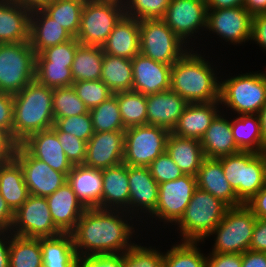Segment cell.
Instances as JSON below:
<instances>
[{
	"mask_svg": "<svg viewBox=\"0 0 266 267\" xmlns=\"http://www.w3.org/2000/svg\"><path fill=\"white\" fill-rule=\"evenodd\" d=\"M111 211L85 209L71 232L77 256L116 255L122 250L125 253L134 245L128 243L132 234L130 225ZM86 250L91 252L87 254Z\"/></svg>",
	"mask_w": 266,
	"mask_h": 267,
	"instance_id": "1",
	"label": "cell"
},
{
	"mask_svg": "<svg viewBox=\"0 0 266 267\" xmlns=\"http://www.w3.org/2000/svg\"><path fill=\"white\" fill-rule=\"evenodd\" d=\"M53 88L36 79L13 96L12 137L20 144L30 134L54 126Z\"/></svg>",
	"mask_w": 266,
	"mask_h": 267,
	"instance_id": "2",
	"label": "cell"
},
{
	"mask_svg": "<svg viewBox=\"0 0 266 267\" xmlns=\"http://www.w3.org/2000/svg\"><path fill=\"white\" fill-rule=\"evenodd\" d=\"M207 61L188 51L171 67L170 90L188 103L219 101L220 84Z\"/></svg>",
	"mask_w": 266,
	"mask_h": 267,
	"instance_id": "3",
	"label": "cell"
},
{
	"mask_svg": "<svg viewBox=\"0 0 266 267\" xmlns=\"http://www.w3.org/2000/svg\"><path fill=\"white\" fill-rule=\"evenodd\" d=\"M228 208L220 199L197 188L183 216L177 222L184 241L204 240L221 222Z\"/></svg>",
	"mask_w": 266,
	"mask_h": 267,
	"instance_id": "4",
	"label": "cell"
},
{
	"mask_svg": "<svg viewBox=\"0 0 266 267\" xmlns=\"http://www.w3.org/2000/svg\"><path fill=\"white\" fill-rule=\"evenodd\" d=\"M123 7L122 0H85L77 41L81 45L102 47L125 15Z\"/></svg>",
	"mask_w": 266,
	"mask_h": 267,
	"instance_id": "5",
	"label": "cell"
},
{
	"mask_svg": "<svg viewBox=\"0 0 266 267\" xmlns=\"http://www.w3.org/2000/svg\"><path fill=\"white\" fill-rule=\"evenodd\" d=\"M36 54L29 42L0 44V91L12 96L35 80Z\"/></svg>",
	"mask_w": 266,
	"mask_h": 267,
	"instance_id": "6",
	"label": "cell"
},
{
	"mask_svg": "<svg viewBox=\"0 0 266 267\" xmlns=\"http://www.w3.org/2000/svg\"><path fill=\"white\" fill-rule=\"evenodd\" d=\"M218 160L227 181L244 204L265 186L263 160L259 153L240 151Z\"/></svg>",
	"mask_w": 266,
	"mask_h": 267,
	"instance_id": "7",
	"label": "cell"
},
{
	"mask_svg": "<svg viewBox=\"0 0 266 267\" xmlns=\"http://www.w3.org/2000/svg\"><path fill=\"white\" fill-rule=\"evenodd\" d=\"M257 217L244 204L229 207L221 222L210 233L217 234L212 253L243 254L249 250Z\"/></svg>",
	"mask_w": 266,
	"mask_h": 267,
	"instance_id": "8",
	"label": "cell"
},
{
	"mask_svg": "<svg viewBox=\"0 0 266 267\" xmlns=\"http://www.w3.org/2000/svg\"><path fill=\"white\" fill-rule=\"evenodd\" d=\"M219 102L240 115L258 114L266 103V74H244L220 83Z\"/></svg>",
	"mask_w": 266,
	"mask_h": 267,
	"instance_id": "9",
	"label": "cell"
},
{
	"mask_svg": "<svg viewBox=\"0 0 266 267\" xmlns=\"http://www.w3.org/2000/svg\"><path fill=\"white\" fill-rule=\"evenodd\" d=\"M170 130L162 126L141 125L125 129L123 163L148 167L166 152Z\"/></svg>",
	"mask_w": 266,
	"mask_h": 267,
	"instance_id": "10",
	"label": "cell"
},
{
	"mask_svg": "<svg viewBox=\"0 0 266 267\" xmlns=\"http://www.w3.org/2000/svg\"><path fill=\"white\" fill-rule=\"evenodd\" d=\"M139 32L140 53L154 61L173 66L187 52L182 49L183 41L162 19L139 21Z\"/></svg>",
	"mask_w": 266,
	"mask_h": 267,
	"instance_id": "11",
	"label": "cell"
},
{
	"mask_svg": "<svg viewBox=\"0 0 266 267\" xmlns=\"http://www.w3.org/2000/svg\"><path fill=\"white\" fill-rule=\"evenodd\" d=\"M13 227L17 230L13 235L27 238L55 237L62 234L52 220L46 198L31 194L14 212Z\"/></svg>",
	"mask_w": 266,
	"mask_h": 267,
	"instance_id": "12",
	"label": "cell"
},
{
	"mask_svg": "<svg viewBox=\"0 0 266 267\" xmlns=\"http://www.w3.org/2000/svg\"><path fill=\"white\" fill-rule=\"evenodd\" d=\"M14 158L23 169L25 184L31 195L47 197L67 182L64 173L33 157L21 144H18Z\"/></svg>",
	"mask_w": 266,
	"mask_h": 267,
	"instance_id": "13",
	"label": "cell"
},
{
	"mask_svg": "<svg viewBox=\"0 0 266 267\" xmlns=\"http://www.w3.org/2000/svg\"><path fill=\"white\" fill-rule=\"evenodd\" d=\"M197 189L195 176L183 175L159 184L158 203L152 213L167 222H178Z\"/></svg>",
	"mask_w": 266,
	"mask_h": 267,
	"instance_id": "14",
	"label": "cell"
},
{
	"mask_svg": "<svg viewBox=\"0 0 266 267\" xmlns=\"http://www.w3.org/2000/svg\"><path fill=\"white\" fill-rule=\"evenodd\" d=\"M162 20L183 41L207 26L206 0H171Z\"/></svg>",
	"mask_w": 266,
	"mask_h": 267,
	"instance_id": "15",
	"label": "cell"
},
{
	"mask_svg": "<svg viewBox=\"0 0 266 267\" xmlns=\"http://www.w3.org/2000/svg\"><path fill=\"white\" fill-rule=\"evenodd\" d=\"M252 21L253 16L243 6L207 9L206 27L232 43L251 39Z\"/></svg>",
	"mask_w": 266,
	"mask_h": 267,
	"instance_id": "16",
	"label": "cell"
},
{
	"mask_svg": "<svg viewBox=\"0 0 266 267\" xmlns=\"http://www.w3.org/2000/svg\"><path fill=\"white\" fill-rule=\"evenodd\" d=\"M124 131L94 132L86 147L84 165L105 169L123 162Z\"/></svg>",
	"mask_w": 266,
	"mask_h": 267,
	"instance_id": "17",
	"label": "cell"
},
{
	"mask_svg": "<svg viewBox=\"0 0 266 267\" xmlns=\"http://www.w3.org/2000/svg\"><path fill=\"white\" fill-rule=\"evenodd\" d=\"M132 90L145 96L170 90L171 67L137 54L132 60Z\"/></svg>",
	"mask_w": 266,
	"mask_h": 267,
	"instance_id": "18",
	"label": "cell"
},
{
	"mask_svg": "<svg viewBox=\"0 0 266 267\" xmlns=\"http://www.w3.org/2000/svg\"><path fill=\"white\" fill-rule=\"evenodd\" d=\"M33 157L45 162L51 168L66 176L73 165L67 159L57 133L51 128L30 134L20 143Z\"/></svg>",
	"mask_w": 266,
	"mask_h": 267,
	"instance_id": "19",
	"label": "cell"
},
{
	"mask_svg": "<svg viewBox=\"0 0 266 267\" xmlns=\"http://www.w3.org/2000/svg\"><path fill=\"white\" fill-rule=\"evenodd\" d=\"M67 182L85 209H102L103 169L73 165Z\"/></svg>",
	"mask_w": 266,
	"mask_h": 267,
	"instance_id": "20",
	"label": "cell"
},
{
	"mask_svg": "<svg viewBox=\"0 0 266 267\" xmlns=\"http://www.w3.org/2000/svg\"><path fill=\"white\" fill-rule=\"evenodd\" d=\"M45 198L55 226L62 233H71L85 211L83 205L76 198L71 185L65 182Z\"/></svg>",
	"mask_w": 266,
	"mask_h": 267,
	"instance_id": "21",
	"label": "cell"
},
{
	"mask_svg": "<svg viewBox=\"0 0 266 267\" xmlns=\"http://www.w3.org/2000/svg\"><path fill=\"white\" fill-rule=\"evenodd\" d=\"M197 188L212 194L228 207H238L244 203L227 181L222 163L218 159L205 158L196 175Z\"/></svg>",
	"mask_w": 266,
	"mask_h": 267,
	"instance_id": "22",
	"label": "cell"
},
{
	"mask_svg": "<svg viewBox=\"0 0 266 267\" xmlns=\"http://www.w3.org/2000/svg\"><path fill=\"white\" fill-rule=\"evenodd\" d=\"M147 125L172 130L188 102L172 90L146 96Z\"/></svg>",
	"mask_w": 266,
	"mask_h": 267,
	"instance_id": "23",
	"label": "cell"
},
{
	"mask_svg": "<svg viewBox=\"0 0 266 267\" xmlns=\"http://www.w3.org/2000/svg\"><path fill=\"white\" fill-rule=\"evenodd\" d=\"M219 101L209 103H188L171 133L191 139L201 140L208 127L218 115L216 105Z\"/></svg>",
	"mask_w": 266,
	"mask_h": 267,
	"instance_id": "24",
	"label": "cell"
},
{
	"mask_svg": "<svg viewBox=\"0 0 266 267\" xmlns=\"http://www.w3.org/2000/svg\"><path fill=\"white\" fill-rule=\"evenodd\" d=\"M104 54L132 60L140 53L139 21L124 15L102 46Z\"/></svg>",
	"mask_w": 266,
	"mask_h": 267,
	"instance_id": "25",
	"label": "cell"
},
{
	"mask_svg": "<svg viewBox=\"0 0 266 267\" xmlns=\"http://www.w3.org/2000/svg\"><path fill=\"white\" fill-rule=\"evenodd\" d=\"M31 12L10 0H0V44L29 42Z\"/></svg>",
	"mask_w": 266,
	"mask_h": 267,
	"instance_id": "26",
	"label": "cell"
},
{
	"mask_svg": "<svg viewBox=\"0 0 266 267\" xmlns=\"http://www.w3.org/2000/svg\"><path fill=\"white\" fill-rule=\"evenodd\" d=\"M72 38L73 36L70 33L49 17L43 10L31 12L29 44L35 51V54H39L42 50L50 46L65 43Z\"/></svg>",
	"mask_w": 266,
	"mask_h": 267,
	"instance_id": "27",
	"label": "cell"
},
{
	"mask_svg": "<svg viewBox=\"0 0 266 267\" xmlns=\"http://www.w3.org/2000/svg\"><path fill=\"white\" fill-rule=\"evenodd\" d=\"M129 205L137 206L153 213L158 203L159 184L148 167L129 166Z\"/></svg>",
	"mask_w": 266,
	"mask_h": 267,
	"instance_id": "28",
	"label": "cell"
},
{
	"mask_svg": "<svg viewBox=\"0 0 266 267\" xmlns=\"http://www.w3.org/2000/svg\"><path fill=\"white\" fill-rule=\"evenodd\" d=\"M200 142L205 158L219 159L240 152L233 139L231 122L219 116V113Z\"/></svg>",
	"mask_w": 266,
	"mask_h": 267,
	"instance_id": "29",
	"label": "cell"
},
{
	"mask_svg": "<svg viewBox=\"0 0 266 267\" xmlns=\"http://www.w3.org/2000/svg\"><path fill=\"white\" fill-rule=\"evenodd\" d=\"M166 152L184 175L195 177L205 159L199 140L177 136L171 132L167 139Z\"/></svg>",
	"mask_w": 266,
	"mask_h": 267,
	"instance_id": "30",
	"label": "cell"
},
{
	"mask_svg": "<svg viewBox=\"0 0 266 267\" xmlns=\"http://www.w3.org/2000/svg\"><path fill=\"white\" fill-rule=\"evenodd\" d=\"M0 194L13 212L30 195L25 184L23 169L15 158L0 164Z\"/></svg>",
	"mask_w": 266,
	"mask_h": 267,
	"instance_id": "31",
	"label": "cell"
},
{
	"mask_svg": "<svg viewBox=\"0 0 266 267\" xmlns=\"http://www.w3.org/2000/svg\"><path fill=\"white\" fill-rule=\"evenodd\" d=\"M129 198L128 165L122 162L103 169L102 209L128 206Z\"/></svg>",
	"mask_w": 266,
	"mask_h": 267,
	"instance_id": "32",
	"label": "cell"
},
{
	"mask_svg": "<svg viewBox=\"0 0 266 267\" xmlns=\"http://www.w3.org/2000/svg\"><path fill=\"white\" fill-rule=\"evenodd\" d=\"M43 267H75L77 253L71 233L41 238Z\"/></svg>",
	"mask_w": 266,
	"mask_h": 267,
	"instance_id": "33",
	"label": "cell"
},
{
	"mask_svg": "<svg viewBox=\"0 0 266 267\" xmlns=\"http://www.w3.org/2000/svg\"><path fill=\"white\" fill-rule=\"evenodd\" d=\"M113 94L131 91L133 85L132 61L104 54L100 79Z\"/></svg>",
	"mask_w": 266,
	"mask_h": 267,
	"instance_id": "34",
	"label": "cell"
},
{
	"mask_svg": "<svg viewBox=\"0 0 266 267\" xmlns=\"http://www.w3.org/2000/svg\"><path fill=\"white\" fill-rule=\"evenodd\" d=\"M233 139L240 151L260 153L264 148L259 115H240L231 122Z\"/></svg>",
	"mask_w": 266,
	"mask_h": 267,
	"instance_id": "35",
	"label": "cell"
},
{
	"mask_svg": "<svg viewBox=\"0 0 266 267\" xmlns=\"http://www.w3.org/2000/svg\"><path fill=\"white\" fill-rule=\"evenodd\" d=\"M103 59L102 47L80 44L71 66L73 82L100 80Z\"/></svg>",
	"mask_w": 266,
	"mask_h": 267,
	"instance_id": "36",
	"label": "cell"
},
{
	"mask_svg": "<svg viewBox=\"0 0 266 267\" xmlns=\"http://www.w3.org/2000/svg\"><path fill=\"white\" fill-rule=\"evenodd\" d=\"M13 237L8 241L9 267H43L41 238Z\"/></svg>",
	"mask_w": 266,
	"mask_h": 267,
	"instance_id": "37",
	"label": "cell"
},
{
	"mask_svg": "<svg viewBox=\"0 0 266 267\" xmlns=\"http://www.w3.org/2000/svg\"><path fill=\"white\" fill-rule=\"evenodd\" d=\"M85 0H52L43 11L73 37L80 27Z\"/></svg>",
	"mask_w": 266,
	"mask_h": 267,
	"instance_id": "38",
	"label": "cell"
},
{
	"mask_svg": "<svg viewBox=\"0 0 266 267\" xmlns=\"http://www.w3.org/2000/svg\"><path fill=\"white\" fill-rule=\"evenodd\" d=\"M124 128L147 125L146 96L136 91L116 93Z\"/></svg>",
	"mask_w": 266,
	"mask_h": 267,
	"instance_id": "39",
	"label": "cell"
},
{
	"mask_svg": "<svg viewBox=\"0 0 266 267\" xmlns=\"http://www.w3.org/2000/svg\"><path fill=\"white\" fill-rule=\"evenodd\" d=\"M94 132L125 130L116 94L89 110Z\"/></svg>",
	"mask_w": 266,
	"mask_h": 267,
	"instance_id": "40",
	"label": "cell"
},
{
	"mask_svg": "<svg viewBox=\"0 0 266 267\" xmlns=\"http://www.w3.org/2000/svg\"><path fill=\"white\" fill-rule=\"evenodd\" d=\"M54 121L60 118L88 113L84 102L77 96L73 86L53 88Z\"/></svg>",
	"mask_w": 266,
	"mask_h": 267,
	"instance_id": "41",
	"label": "cell"
},
{
	"mask_svg": "<svg viewBox=\"0 0 266 267\" xmlns=\"http://www.w3.org/2000/svg\"><path fill=\"white\" fill-rule=\"evenodd\" d=\"M197 242L183 241L164 255V267H206L207 257L198 251Z\"/></svg>",
	"mask_w": 266,
	"mask_h": 267,
	"instance_id": "42",
	"label": "cell"
},
{
	"mask_svg": "<svg viewBox=\"0 0 266 267\" xmlns=\"http://www.w3.org/2000/svg\"><path fill=\"white\" fill-rule=\"evenodd\" d=\"M80 43L75 37L71 40L50 46L36 54V65H65L71 67L77 47Z\"/></svg>",
	"mask_w": 266,
	"mask_h": 267,
	"instance_id": "43",
	"label": "cell"
},
{
	"mask_svg": "<svg viewBox=\"0 0 266 267\" xmlns=\"http://www.w3.org/2000/svg\"><path fill=\"white\" fill-rule=\"evenodd\" d=\"M170 2L171 0H130L129 7L128 3L127 6H124V14L138 21L162 19Z\"/></svg>",
	"mask_w": 266,
	"mask_h": 267,
	"instance_id": "44",
	"label": "cell"
},
{
	"mask_svg": "<svg viewBox=\"0 0 266 267\" xmlns=\"http://www.w3.org/2000/svg\"><path fill=\"white\" fill-rule=\"evenodd\" d=\"M72 86L88 110L95 108L113 95L110 88L101 80L73 82Z\"/></svg>",
	"mask_w": 266,
	"mask_h": 267,
	"instance_id": "45",
	"label": "cell"
},
{
	"mask_svg": "<svg viewBox=\"0 0 266 267\" xmlns=\"http://www.w3.org/2000/svg\"><path fill=\"white\" fill-rule=\"evenodd\" d=\"M35 79L51 88L72 86L71 67L65 65H36Z\"/></svg>",
	"mask_w": 266,
	"mask_h": 267,
	"instance_id": "46",
	"label": "cell"
},
{
	"mask_svg": "<svg viewBox=\"0 0 266 267\" xmlns=\"http://www.w3.org/2000/svg\"><path fill=\"white\" fill-rule=\"evenodd\" d=\"M52 129L66 132L88 142L94 134L90 113L57 119Z\"/></svg>",
	"mask_w": 266,
	"mask_h": 267,
	"instance_id": "47",
	"label": "cell"
},
{
	"mask_svg": "<svg viewBox=\"0 0 266 267\" xmlns=\"http://www.w3.org/2000/svg\"><path fill=\"white\" fill-rule=\"evenodd\" d=\"M123 267H164V255L134 244L123 253Z\"/></svg>",
	"mask_w": 266,
	"mask_h": 267,
	"instance_id": "48",
	"label": "cell"
},
{
	"mask_svg": "<svg viewBox=\"0 0 266 267\" xmlns=\"http://www.w3.org/2000/svg\"><path fill=\"white\" fill-rule=\"evenodd\" d=\"M148 168L158 184L176 180L184 175L167 152L158 156Z\"/></svg>",
	"mask_w": 266,
	"mask_h": 267,
	"instance_id": "49",
	"label": "cell"
},
{
	"mask_svg": "<svg viewBox=\"0 0 266 267\" xmlns=\"http://www.w3.org/2000/svg\"><path fill=\"white\" fill-rule=\"evenodd\" d=\"M67 159L72 165L84 164L87 142L66 132H56Z\"/></svg>",
	"mask_w": 266,
	"mask_h": 267,
	"instance_id": "50",
	"label": "cell"
},
{
	"mask_svg": "<svg viewBox=\"0 0 266 267\" xmlns=\"http://www.w3.org/2000/svg\"><path fill=\"white\" fill-rule=\"evenodd\" d=\"M77 267H123V252L116 255L78 256Z\"/></svg>",
	"mask_w": 266,
	"mask_h": 267,
	"instance_id": "51",
	"label": "cell"
},
{
	"mask_svg": "<svg viewBox=\"0 0 266 267\" xmlns=\"http://www.w3.org/2000/svg\"><path fill=\"white\" fill-rule=\"evenodd\" d=\"M13 96L0 91V128L12 135L13 127Z\"/></svg>",
	"mask_w": 266,
	"mask_h": 267,
	"instance_id": "52",
	"label": "cell"
},
{
	"mask_svg": "<svg viewBox=\"0 0 266 267\" xmlns=\"http://www.w3.org/2000/svg\"><path fill=\"white\" fill-rule=\"evenodd\" d=\"M206 260V267H241L242 254L236 253H211Z\"/></svg>",
	"mask_w": 266,
	"mask_h": 267,
	"instance_id": "53",
	"label": "cell"
},
{
	"mask_svg": "<svg viewBox=\"0 0 266 267\" xmlns=\"http://www.w3.org/2000/svg\"><path fill=\"white\" fill-rule=\"evenodd\" d=\"M18 144L9 132L0 128V160L2 162L14 159Z\"/></svg>",
	"mask_w": 266,
	"mask_h": 267,
	"instance_id": "54",
	"label": "cell"
},
{
	"mask_svg": "<svg viewBox=\"0 0 266 267\" xmlns=\"http://www.w3.org/2000/svg\"><path fill=\"white\" fill-rule=\"evenodd\" d=\"M249 250L266 252V219L257 218Z\"/></svg>",
	"mask_w": 266,
	"mask_h": 267,
	"instance_id": "55",
	"label": "cell"
},
{
	"mask_svg": "<svg viewBox=\"0 0 266 267\" xmlns=\"http://www.w3.org/2000/svg\"><path fill=\"white\" fill-rule=\"evenodd\" d=\"M245 205L258 219H266V185L248 200Z\"/></svg>",
	"mask_w": 266,
	"mask_h": 267,
	"instance_id": "56",
	"label": "cell"
},
{
	"mask_svg": "<svg viewBox=\"0 0 266 267\" xmlns=\"http://www.w3.org/2000/svg\"><path fill=\"white\" fill-rule=\"evenodd\" d=\"M266 49V14L253 16L251 40Z\"/></svg>",
	"mask_w": 266,
	"mask_h": 267,
	"instance_id": "57",
	"label": "cell"
},
{
	"mask_svg": "<svg viewBox=\"0 0 266 267\" xmlns=\"http://www.w3.org/2000/svg\"><path fill=\"white\" fill-rule=\"evenodd\" d=\"M241 267H266V252L247 250L242 254Z\"/></svg>",
	"mask_w": 266,
	"mask_h": 267,
	"instance_id": "58",
	"label": "cell"
},
{
	"mask_svg": "<svg viewBox=\"0 0 266 267\" xmlns=\"http://www.w3.org/2000/svg\"><path fill=\"white\" fill-rule=\"evenodd\" d=\"M14 212L7 205L5 199L0 194V230L7 231L12 229Z\"/></svg>",
	"mask_w": 266,
	"mask_h": 267,
	"instance_id": "59",
	"label": "cell"
},
{
	"mask_svg": "<svg viewBox=\"0 0 266 267\" xmlns=\"http://www.w3.org/2000/svg\"><path fill=\"white\" fill-rule=\"evenodd\" d=\"M243 7L252 16L266 14V0H244Z\"/></svg>",
	"mask_w": 266,
	"mask_h": 267,
	"instance_id": "60",
	"label": "cell"
},
{
	"mask_svg": "<svg viewBox=\"0 0 266 267\" xmlns=\"http://www.w3.org/2000/svg\"><path fill=\"white\" fill-rule=\"evenodd\" d=\"M30 12L43 10L52 0H10Z\"/></svg>",
	"mask_w": 266,
	"mask_h": 267,
	"instance_id": "61",
	"label": "cell"
},
{
	"mask_svg": "<svg viewBox=\"0 0 266 267\" xmlns=\"http://www.w3.org/2000/svg\"><path fill=\"white\" fill-rule=\"evenodd\" d=\"M244 0H206L207 9L242 7Z\"/></svg>",
	"mask_w": 266,
	"mask_h": 267,
	"instance_id": "62",
	"label": "cell"
},
{
	"mask_svg": "<svg viewBox=\"0 0 266 267\" xmlns=\"http://www.w3.org/2000/svg\"><path fill=\"white\" fill-rule=\"evenodd\" d=\"M5 234L4 230H0V235ZM6 243V244H5ZM7 242H3L2 239H0V267H9V250L10 246H6Z\"/></svg>",
	"mask_w": 266,
	"mask_h": 267,
	"instance_id": "63",
	"label": "cell"
},
{
	"mask_svg": "<svg viewBox=\"0 0 266 267\" xmlns=\"http://www.w3.org/2000/svg\"><path fill=\"white\" fill-rule=\"evenodd\" d=\"M259 118H260V125H261V133L263 137V143L264 146L266 147V103L264 106L261 108V110L258 113Z\"/></svg>",
	"mask_w": 266,
	"mask_h": 267,
	"instance_id": "64",
	"label": "cell"
},
{
	"mask_svg": "<svg viewBox=\"0 0 266 267\" xmlns=\"http://www.w3.org/2000/svg\"><path fill=\"white\" fill-rule=\"evenodd\" d=\"M263 160L264 166V178H265V185H266V147L259 153Z\"/></svg>",
	"mask_w": 266,
	"mask_h": 267,
	"instance_id": "65",
	"label": "cell"
}]
</instances>
